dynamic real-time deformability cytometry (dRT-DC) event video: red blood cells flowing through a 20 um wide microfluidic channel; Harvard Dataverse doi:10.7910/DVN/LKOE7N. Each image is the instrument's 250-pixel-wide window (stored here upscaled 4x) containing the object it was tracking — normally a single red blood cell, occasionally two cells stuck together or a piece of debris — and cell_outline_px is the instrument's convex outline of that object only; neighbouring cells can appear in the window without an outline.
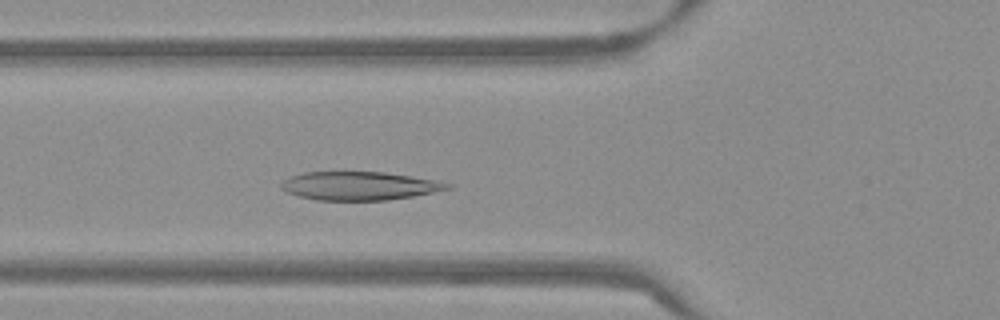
{"species": "Egyptian fruit bat (a non-hibernating species)", "species_latin": "Rousettus aegyptiacus", "temperature_condition": "warm", "stored_images_in_passage": 48, "camera_frame_rate_fps": 3000, "um_per_image_px": 0.085, "frame": {"image": 1, "passage_image": 14, "time_ms": 4.333, "image_size_px": [1000, 320], "cell_outline_px": [[452, 188], [412, 196], [388, 200], [316, 200], [300, 196], [288, 192], [280, 188], [280, 184], [284, 180], [292, 176], [304, 172], [384, 172], [412, 176], [452, 184]], "centroid_in_image_um": [30.53, 15.8], "position_along_channel_um": 95.3, "area_um2": 27.28}}
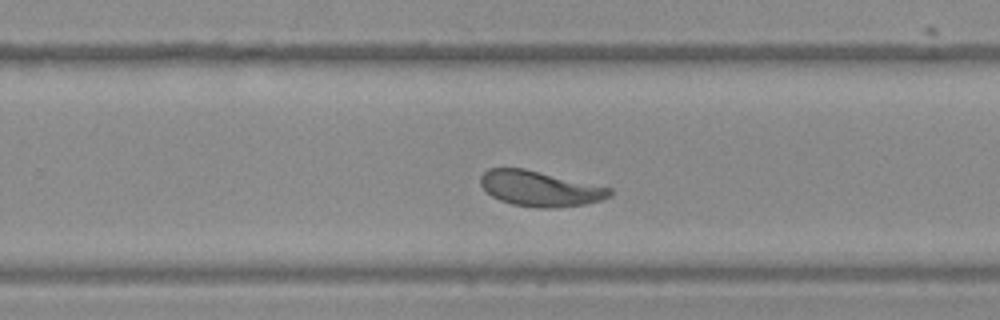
{"frame": {"image": 2, "passage_image": 29, "time_ms": 9.333, "image_size_px": [1000, 320], "cell_outline_px": [[612, 196], [600, 200], [584, 204], [548, 208], [536, 208], [512, 204], [500, 200], [492, 196], [480, 184], [480, 176], [488, 168], [524, 168], [612, 188]], "centroid_in_image_um": [45.89, 16.02], "position_along_channel_um": 283.9, "area_um2": 26.47}}
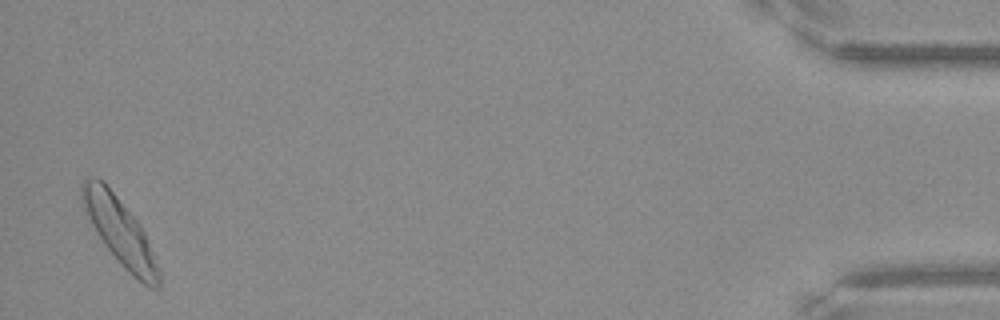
{"frame": {"image": 3, "passage_image": 47, "time_ms": 15.333, "image_size_px": [1000, 320], "cell_outline_px": [[160, 288], [148, 288], [132, 276], [124, 268], [104, 244], [80, 204], [80, 184], [88, 176], [96, 176], [104, 180], [140, 224], [144, 232], [160, 272]], "centroid_in_image_um": [10.15, 19.63], "position_along_channel_um": 425.1, "area_um2": 30.0}, "authors_computed_cell_mechanics": {"area_um2": 27.3105, "velocity_mm_per_s": 3.7699, "shape_relaxation_time_tau1_ms": 3.6765, "shape_relaxation_time_tau2_ms": 1.0319, "deformation_change_tau1": 0.1353, "deformation_change_tau2": 0.0648}}